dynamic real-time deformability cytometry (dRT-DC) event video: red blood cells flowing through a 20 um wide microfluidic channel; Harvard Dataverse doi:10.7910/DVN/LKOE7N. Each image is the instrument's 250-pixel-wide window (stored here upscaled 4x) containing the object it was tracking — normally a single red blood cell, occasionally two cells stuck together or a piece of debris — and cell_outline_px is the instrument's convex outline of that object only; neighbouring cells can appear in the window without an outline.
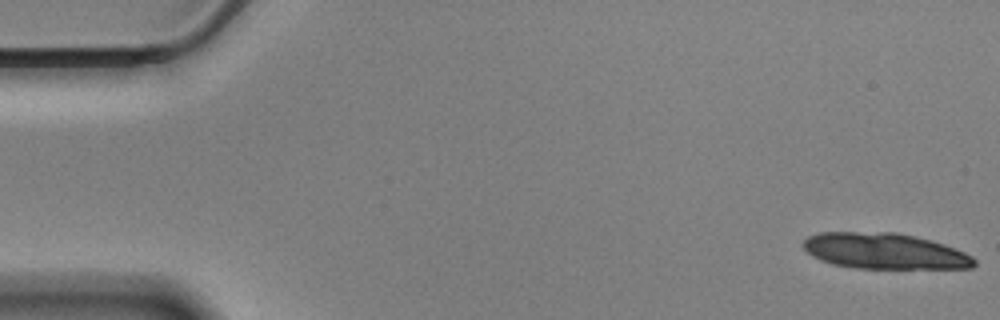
{"species": "Egyptian fruit bat (a non-hibernating species)", "species_latin": "Rousettus aegyptiacus", "temperature_condition": "cold", "stored_images_in_passage": 16, "camera_frame_rate_fps": 3000, "um_per_image_px": 0.085, "animal": {"sex": "male"}, "frame": {"image": 1, "passage_image": 1, "time_ms": 0.0, "image_size_px": [1000, 320], "cell_outline_px": [[976, 264], [972, 268], [856, 268], [832, 264], [820, 260], [812, 256], [804, 248], [804, 240], [808, 236], [820, 232], [896, 232], [916, 236], [932, 240], [944, 244], [964, 252], [972, 256], [976, 260]], "centroid_in_image_um": [75.2, 21.34], "position_along_channel_um": 9.8, "area_um2": 35.78}}